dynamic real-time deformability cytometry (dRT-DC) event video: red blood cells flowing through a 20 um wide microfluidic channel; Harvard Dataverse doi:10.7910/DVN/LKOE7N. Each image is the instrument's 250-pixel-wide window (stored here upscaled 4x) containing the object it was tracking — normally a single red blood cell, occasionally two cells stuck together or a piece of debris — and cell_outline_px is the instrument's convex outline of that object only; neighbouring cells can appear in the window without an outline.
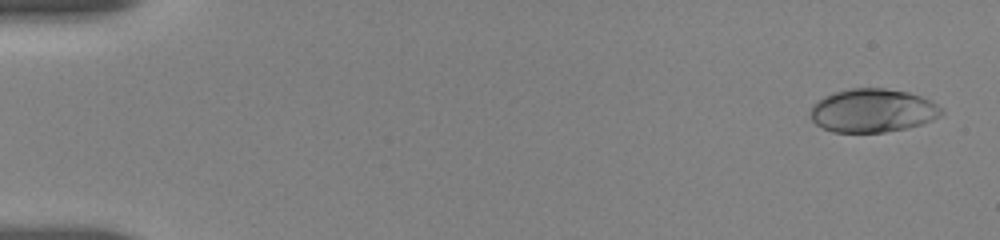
{"species": "human", "species_latin": "Homo sapiens", "temperature_condition": "room temperature", "stored_images_in_passage": 71, "camera_frame_rate_fps": 3000, "um_per_image_px": 0.085, "donor": {"sex": "female"}, "frame": {"image": 1, "passage_image": 3, "time_ms": 0.333, "image_size_px": [1000, 240], "cell_outline_px": [[944, 112], [940, 116], [932, 120], [908, 128], [884, 132], [832, 132], [816, 124], [808, 116], [816, 100], [832, 92], [848, 88], [884, 88], [908, 92], [932, 100], [944, 108]], "centroid_in_image_um": [74.18, 9.39], "position_along_channel_um": 10.8, "area_um2": 33.58}}
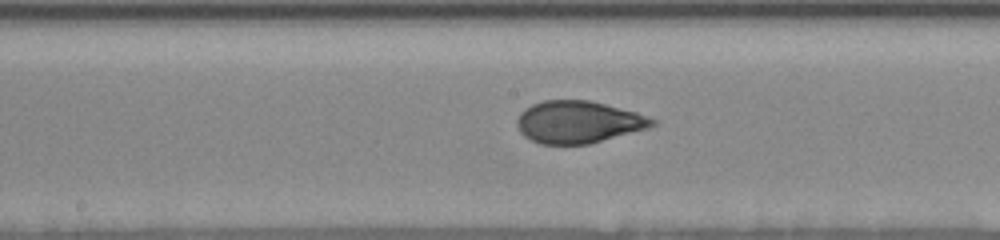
{"frame": {"image": 2, "passage_image": 40, "time_ms": 9.333, "image_size_px": [1000, 240], "cell_outline_px": [[656, 124], [648, 128], [588, 144], [540, 144], [524, 136], [520, 132], [516, 124], [516, 120], [520, 112], [524, 108], [532, 104], [544, 100], [588, 100], [636, 112], [656, 120]], "centroid_in_image_um": [49.12, 10.37], "position_along_channel_um": 199.1, "area_um2": 33.12}}
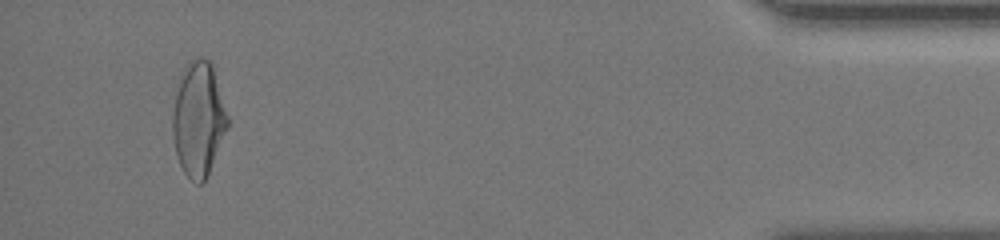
{"frame": {"image": 3, "passage_image": 67, "time_ms": 17.0, "image_size_px": [1000, 240], "cell_outline_px": [[228, 128], [208, 176], [200, 184], [192, 180], [184, 172], [176, 156], [172, 136], [172, 116], [180, 72], [188, 60], [196, 56], [200, 56], [208, 60], [212, 64], [228, 116]], "centroid_in_image_um": [16.86, 10.1], "position_along_channel_um": 418.3, "area_um2": 36.99}, "authors_computed_cell_mechanics": {"area_um2": 33.235, "velocity_mm_per_s": 3.6688, "shape_relaxation_time_tau1_ms": 5.1826, "shape_relaxation_time_tau2_ms": 0.948, "deformation_change_tau1": 0.1791, "deformation_change_tau2": 0.0688}}